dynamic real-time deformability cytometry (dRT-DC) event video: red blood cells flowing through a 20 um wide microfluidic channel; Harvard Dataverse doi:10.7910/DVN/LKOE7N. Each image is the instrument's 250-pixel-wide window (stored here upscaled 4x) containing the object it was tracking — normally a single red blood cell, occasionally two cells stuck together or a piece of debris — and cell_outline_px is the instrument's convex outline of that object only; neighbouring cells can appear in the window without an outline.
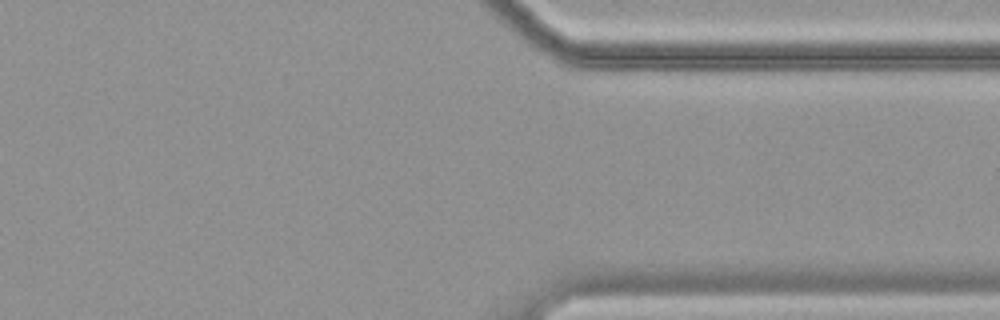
{"species": "common noctule bat (a hibernating species)", "species_latin": "Nyctalus noctula", "temperature_condition": "cold", "stored_images_in_passage": 40, "camera_frame_rate_fps": 3000, "um_per_image_px": 0.085, "animal": {"sex": "female", "body_mass_g": 19.9}, "frame": {"image": 1, "passage_image": 40, "time_ms": 13.0, "image_size_px": [1000, 320], "cell_outline_px": [[788, 68], [784, 72], [664, 72], [584, 68], [564, 60], [564, 56], [568, 52], [660, 56]], "centroid_in_image_um": [56.12, 5.43], "position_along_channel_um": 355.3, "area_um2": 19.36}}